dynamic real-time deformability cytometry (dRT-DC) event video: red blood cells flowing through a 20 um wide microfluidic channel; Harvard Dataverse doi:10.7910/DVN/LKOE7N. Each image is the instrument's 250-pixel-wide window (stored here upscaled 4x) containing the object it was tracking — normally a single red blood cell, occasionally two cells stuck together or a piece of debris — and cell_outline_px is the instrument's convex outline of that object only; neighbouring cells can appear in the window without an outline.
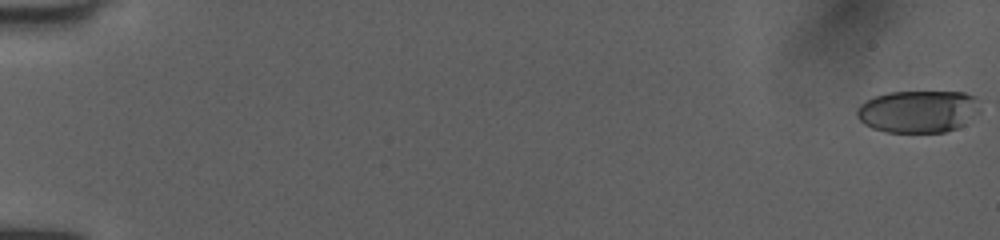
{"species": "human", "species_latin": "Homo sapiens", "temperature_condition": "room temperature", "stored_images_in_passage": 32, "camera_frame_rate_fps": 3000, "um_per_image_px": 0.085, "donor": {"sex": "female"}, "frame": {"image": 1, "passage_image": 1, "time_ms": 0.0, "image_size_px": [1000, 240], "cell_outline_px": [[976, 96], [964, 124], [956, 128], [944, 132], [884, 132], [872, 128], [864, 124], [856, 116], [856, 108], [860, 104], [876, 96], [888, 92], [964, 92]], "centroid_in_image_um": [77.86, 9.47], "position_along_channel_um": 7.1, "area_um2": 29.36}}
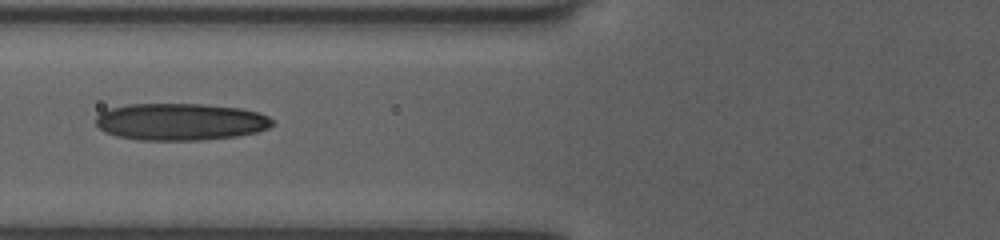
{"frame": {"image": 2, "passage_image": 23, "time_ms": 7.333, "image_size_px": [1000, 240], "cell_outline_px": [[272, 124], [268, 128], [256, 132], [236, 136], [200, 140], [140, 140], [116, 136], [104, 132], [96, 124], [96, 116], [100, 112], [112, 108], [128, 104], [204, 104], [240, 108], [260, 112], [268, 116], [272, 120]], "centroid_in_image_um": [15.33, 10.35], "position_along_channel_um": 110.5, "area_um2": 38.15}}
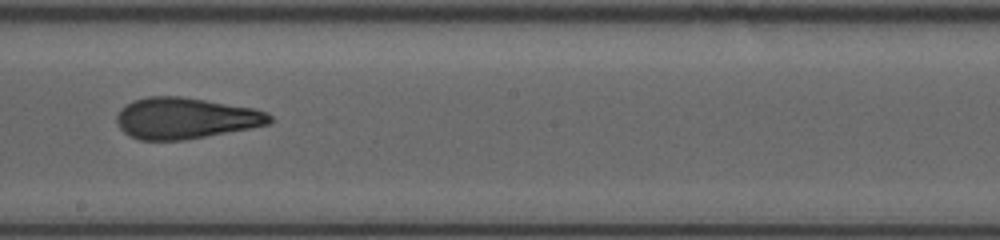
{"frame": {"image": 3, "passage_image": 32, "time_ms": 10.333, "image_size_px": [1000, 240], "cell_outline_px": [[272, 120], [268, 124], [248, 128], [204, 136], [180, 140], [140, 140], [128, 136], [116, 124], [116, 116], [120, 108], [132, 100], [148, 96], [180, 96], [256, 108], [268, 112], [272, 116]], "centroid_in_image_um": [15.72, 10.03], "position_along_channel_um": 232.5, "area_um2": 36.7}}